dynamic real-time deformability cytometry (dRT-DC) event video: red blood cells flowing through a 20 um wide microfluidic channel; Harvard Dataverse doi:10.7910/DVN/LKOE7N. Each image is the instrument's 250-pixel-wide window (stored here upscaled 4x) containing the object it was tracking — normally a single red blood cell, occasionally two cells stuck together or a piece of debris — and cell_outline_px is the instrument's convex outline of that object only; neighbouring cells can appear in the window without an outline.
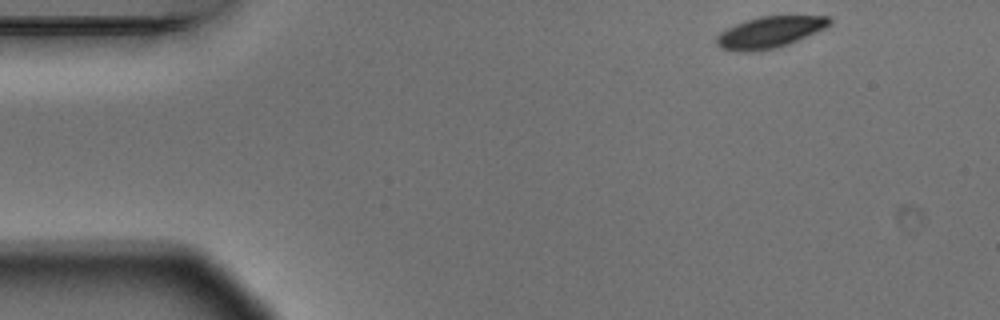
{"species": "Egyptian fruit bat (a non-hibernating species)", "species_latin": "Rousettus aegyptiacus", "temperature_condition": "warm", "stored_images_in_passage": 3, "camera_frame_rate_fps": 3000, "um_per_image_px": 0.085, "animal": {"sex": "male"}, "frame": {"image": 1, "passage_image": 1, "time_ms": 0.0, "image_size_px": [1000, 320], "cell_outline_px": [[832, 20], [824, 28], [788, 44], [776, 48], [752, 52], [736, 52], [720, 48], [716, 44], [716, 36], [720, 32], [736, 24], [760, 16], [828, 16]], "centroid_in_image_um": [65.36, 2.75], "position_along_channel_um": 19.6, "area_um2": 20.46}}
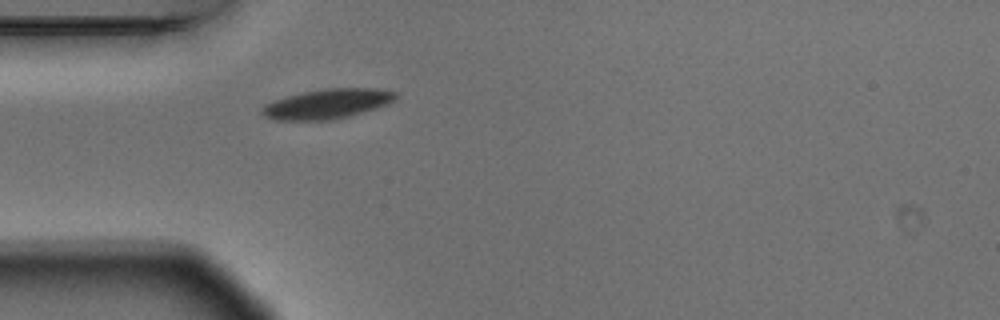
{"frame": {"image": 2, "passage_image": 3, "time_ms": 0.667, "image_size_px": [1000, 320], "cell_outline_px": [[400, 96], [396, 100], [388, 104], [352, 116], [332, 120], [276, 120], [264, 116], [260, 112], [260, 108], [264, 104], [272, 100], [304, 92], [324, 88], [376, 88], [396, 92]], "centroid_in_image_um": [27.84, 8.83], "position_along_channel_um": 57.2, "area_um2": 23.52}}